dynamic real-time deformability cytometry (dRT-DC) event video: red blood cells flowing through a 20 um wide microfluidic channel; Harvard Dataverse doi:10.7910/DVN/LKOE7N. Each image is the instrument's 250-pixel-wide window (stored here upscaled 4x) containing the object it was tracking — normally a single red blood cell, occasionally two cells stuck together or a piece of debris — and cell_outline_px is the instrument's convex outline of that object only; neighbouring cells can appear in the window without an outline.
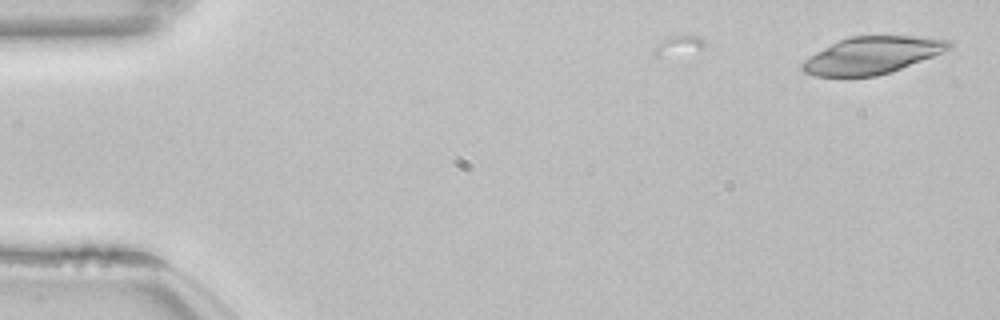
{"species": "common noctule bat (a hibernating species)", "species_latin": "Nyctalus noctula", "temperature_condition": "room temperature", "stored_images_in_passage": 9, "camera_frame_rate_fps": 3000, "um_per_image_px": 0.085, "animal": {"sex": "female", "body_mass_g": 22.7, "forearm_length_mm": 54.2}, "frame": {"image": 1, "passage_image": 1, "time_ms": 0.0, "image_size_px": [1000, 320], "cell_outline_px": [[952, 48], [892, 72], [876, 76], [816, 76], [804, 72], [800, 68], [800, 64], [804, 60], [816, 52], [840, 40], [852, 36], [916, 36], [948, 40], [952, 44]], "centroid_in_image_um": [74.12, 4.7], "position_along_channel_um": 10.9, "area_um2": 31.39}}